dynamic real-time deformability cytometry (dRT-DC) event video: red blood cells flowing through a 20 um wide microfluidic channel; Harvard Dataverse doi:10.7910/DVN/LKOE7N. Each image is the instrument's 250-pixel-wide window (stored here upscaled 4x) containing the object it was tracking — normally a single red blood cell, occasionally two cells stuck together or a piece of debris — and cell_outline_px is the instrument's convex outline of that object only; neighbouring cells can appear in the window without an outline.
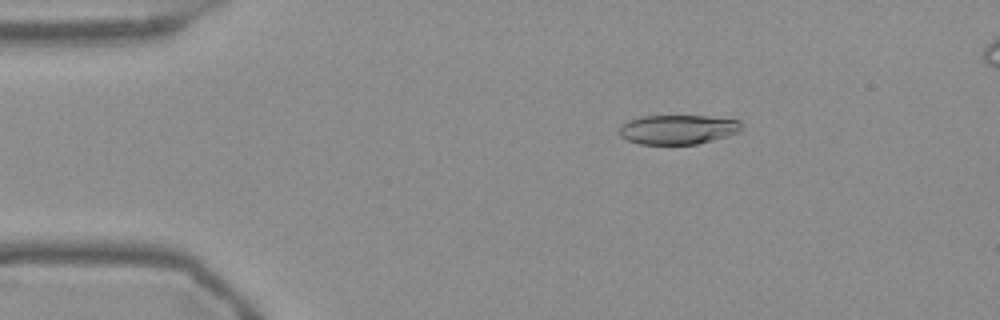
{"species": "Egyptian fruit bat (a non-hibernating species)", "species_latin": "Rousettus aegyptiacus", "temperature_condition": "warm", "stored_images_in_passage": 55, "segment_of_instrument_passage": [1, 2], "camera_frame_rate_fps": 3000, "um_per_image_px": 0.085, "frame": {"image": 1, "passage_image": 9, "time_ms": 2.667, "image_size_px": [1000, 320], "cell_outline_px": [[740, 132], [728, 136], [696, 144], [640, 144], [628, 140], [620, 136], [616, 132], [620, 124], [628, 120], [640, 116], [708, 116], [740, 120]], "centroid_in_image_um": [57.56, 11.0], "position_along_channel_um": 27.4, "area_um2": 21.15}}
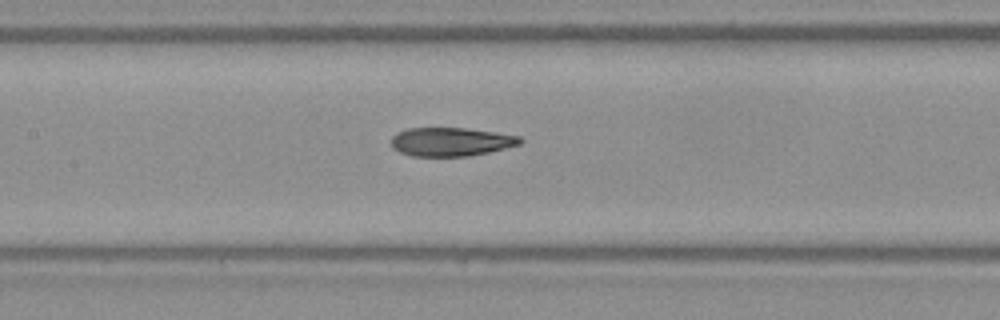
{"frame": {"image": 2, "passage_image": 25, "time_ms": 8.0, "image_size_px": [1000, 320], "cell_outline_px": [[524, 140], [520, 144], [488, 152], [468, 156], [412, 156], [400, 152], [392, 148], [392, 136], [408, 128], [464, 128], [520, 136]], "centroid_in_image_um": [38.32, 12.05], "position_along_channel_um": 169.1, "area_um2": 21.27}}
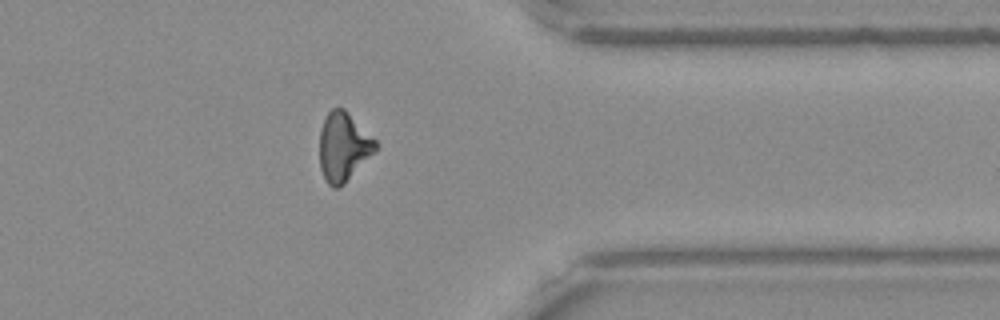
{"frame": {"image": 3, "passage_image": 43, "time_ms": 14.0, "image_size_px": [1000, 320], "cell_outline_px": [[376, 152], [340, 188], [332, 188], [328, 184], [320, 168], [320, 128], [324, 116], [332, 108], [344, 108], [376, 140]], "centroid_in_image_um": [29.18, 12.48], "position_along_channel_um": 382.2, "area_um2": 22.6}}